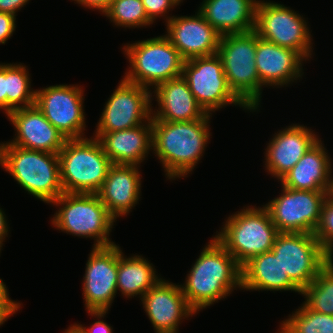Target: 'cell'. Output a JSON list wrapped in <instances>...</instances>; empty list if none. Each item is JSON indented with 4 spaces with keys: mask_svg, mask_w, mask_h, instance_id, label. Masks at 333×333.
<instances>
[{
    "mask_svg": "<svg viewBox=\"0 0 333 333\" xmlns=\"http://www.w3.org/2000/svg\"><path fill=\"white\" fill-rule=\"evenodd\" d=\"M85 8L95 9L101 14L115 1V0H72Z\"/></svg>",
    "mask_w": 333,
    "mask_h": 333,
    "instance_id": "obj_38",
    "label": "cell"
},
{
    "mask_svg": "<svg viewBox=\"0 0 333 333\" xmlns=\"http://www.w3.org/2000/svg\"><path fill=\"white\" fill-rule=\"evenodd\" d=\"M1 167L29 194L51 204L61 194L58 154L0 143Z\"/></svg>",
    "mask_w": 333,
    "mask_h": 333,
    "instance_id": "obj_3",
    "label": "cell"
},
{
    "mask_svg": "<svg viewBox=\"0 0 333 333\" xmlns=\"http://www.w3.org/2000/svg\"><path fill=\"white\" fill-rule=\"evenodd\" d=\"M93 135L113 164L141 166L152 149L151 120L130 129Z\"/></svg>",
    "mask_w": 333,
    "mask_h": 333,
    "instance_id": "obj_23",
    "label": "cell"
},
{
    "mask_svg": "<svg viewBox=\"0 0 333 333\" xmlns=\"http://www.w3.org/2000/svg\"><path fill=\"white\" fill-rule=\"evenodd\" d=\"M210 117L190 122L152 121V152L168 179L186 177L203 156L209 138Z\"/></svg>",
    "mask_w": 333,
    "mask_h": 333,
    "instance_id": "obj_2",
    "label": "cell"
},
{
    "mask_svg": "<svg viewBox=\"0 0 333 333\" xmlns=\"http://www.w3.org/2000/svg\"><path fill=\"white\" fill-rule=\"evenodd\" d=\"M29 76L28 68L22 63L6 64L7 115L35 104L36 90L31 89Z\"/></svg>",
    "mask_w": 333,
    "mask_h": 333,
    "instance_id": "obj_28",
    "label": "cell"
},
{
    "mask_svg": "<svg viewBox=\"0 0 333 333\" xmlns=\"http://www.w3.org/2000/svg\"><path fill=\"white\" fill-rule=\"evenodd\" d=\"M308 23L290 7L276 2L257 1L254 31L262 39L297 51L305 60L311 58L312 35Z\"/></svg>",
    "mask_w": 333,
    "mask_h": 333,
    "instance_id": "obj_9",
    "label": "cell"
},
{
    "mask_svg": "<svg viewBox=\"0 0 333 333\" xmlns=\"http://www.w3.org/2000/svg\"><path fill=\"white\" fill-rule=\"evenodd\" d=\"M20 307L21 303H0V326H2L9 317L16 314Z\"/></svg>",
    "mask_w": 333,
    "mask_h": 333,
    "instance_id": "obj_39",
    "label": "cell"
},
{
    "mask_svg": "<svg viewBox=\"0 0 333 333\" xmlns=\"http://www.w3.org/2000/svg\"><path fill=\"white\" fill-rule=\"evenodd\" d=\"M16 28V16L0 12V44H5Z\"/></svg>",
    "mask_w": 333,
    "mask_h": 333,
    "instance_id": "obj_35",
    "label": "cell"
},
{
    "mask_svg": "<svg viewBox=\"0 0 333 333\" xmlns=\"http://www.w3.org/2000/svg\"><path fill=\"white\" fill-rule=\"evenodd\" d=\"M114 25L124 28L150 26L142 0H115L103 13Z\"/></svg>",
    "mask_w": 333,
    "mask_h": 333,
    "instance_id": "obj_31",
    "label": "cell"
},
{
    "mask_svg": "<svg viewBox=\"0 0 333 333\" xmlns=\"http://www.w3.org/2000/svg\"><path fill=\"white\" fill-rule=\"evenodd\" d=\"M301 295L305 296L304 304L309 309L333 315V258L302 290Z\"/></svg>",
    "mask_w": 333,
    "mask_h": 333,
    "instance_id": "obj_29",
    "label": "cell"
},
{
    "mask_svg": "<svg viewBox=\"0 0 333 333\" xmlns=\"http://www.w3.org/2000/svg\"><path fill=\"white\" fill-rule=\"evenodd\" d=\"M52 205L59 206L51 218L57 230L81 238H94V247L115 244L109 235L116 219L97 194L63 193Z\"/></svg>",
    "mask_w": 333,
    "mask_h": 333,
    "instance_id": "obj_5",
    "label": "cell"
},
{
    "mask_svg": "<svg viewBox=\"0 0 333 333\" xmlns=\"http://www.w3.org/2000/svg\"><path fill=\"white\" fill-rule=\"evenodd\" d=\"M295 291L302 290L284 272L278 256L272 251L250 258L241 266V290Z\"/></svg>",
    "mask_w": 333,
    "mask_h": 333,
    "instance_id": "obj_26",
    "label": "cell"
},
{
    "mask_svg": "<svg viewBox=\"0 0 333 333\" xmlns=\"http://www.w3.org/2000/svg\"><path fill=\"white\" fill-rule=\"evenodd\" d=\"M282 186L281 195L263 205L279 233L314 234L321 220L329 193L290 189Z\"/></svg>",
    "mask_w": 333,
    "mask_h": 333,
    "instance_id": "obj_12",
    "label": "cell"
},
{
    "mask_svg": "<svg viewBox=\"0 0 333 333\" xmlns=\"http://www.w3.org/2000/svg\"><path fill=\"white\" fill-rule=\"evenodd\" d=\"M314 235L323 249L333 258V196L330 194L323 205L321 220Z\"/></svg>",
    "mask_w": 333,
    "mask_h": 333,
    "instance_id": "obj_32",
    "label": "cell"
},
{
    "mask_svg": "<svg viewBox=\"0 0 333 333\" xmlns=\"http://www.w3.org/2000/svg\"><path fill=\"white\" fill-rule=\"evenodd\" d=\"M0 303H20L10 299L7 287L1 278H0Z\"/></svg>",
    "mask_w": 333,
    "mask_h": 333,
    "instance_id": "obj_41",
    "label": "cell"
},
{
    "mask_svg": "<svg viewBox=\"0 0 333 333\" xmlns=\"http://www.w3.org/2000/svg\"><path fill=\"white\" fill-rule=\"evenodd\" d=\"M258 0H203L198 12L222 36L254 30Z\"/></svg>",
    "mask_w": 333,
    "mask_h": 333,
    "instance_id": "obj_25",
    "label": "cell"
},
{
    "mask_svg": "<svg viewBox=\"0 0 333 333\" xmlns=\"http://www.w3.org/2000/svg\"><path fill=\"white\" fill-rule=\"evenodd\" d=\"M310 128L298 124L279 130L265 149V168L269 175L280 180L289 172L319 136Z\"/></svg>",
    "mask_w": 333,
    "mask_h": 333,
    "instance_id": "obj_19",
    "label": "cell"
},
{
    "mask_svg": "<svg viewBox=\"0 0 333 333\" xmlns=\"http://www.w3.org/2000/svg\"><path fill=\"white\" fill-rule=\"evenodd\" d=\"M257 34L254 30L222 35L217 55L232 92L253 112L260 105L263 85L256 69Z\"/></svg>",
    "mask_w": 333,
    "mask_h": 333,
    "instance_id": "obj_6",
    "label": "cell"
},
{
    "mask_svg": "<svg viewBox=\"0 0 333 333\" xmlns=\"http://www.w3.org/2000/svg\"><path fill=\"white\" fill-rule=\"evenodd\" d=\"M9 225L6 219V215L4 214L2 208H0V251L3 246V242L8 237Z\"/></svg>",
    "mask_w": 333,
    "mask_h": 333,
    "instance_id": "obj_40",
    "label": "cell"
},
{
    "mask_svg": "<svg viewBox=\"0 0 333 333\" xmlns=\"http://www.w3.org/2000/svg\"><path fill=\"white\" fill-rule=\"evenodd\" d=\"M329 194L333 196V177H332V186Z\"/></svg>",
    "mask_w": 333,
    "mask_h": 333,
    "instance_id": "obj_43",
    "label": "cell"
},
{
    "mask_svg": "<svg viewBox=\"0 0 333 333\" xmlns=\"http://www.w3.org/2000/svg\"><path fill=\"white\" fill-rule=\"evenodd\" d=\"M123 47L130 64L123 78L127 82L153 89L164 81L182 76L185 60L165 35Z\"/></svg>",
    "mask_w": 333,
    "mask_h": 333,
    "instance_id": "obj_8",
    "label": "cell"
},
{
    "mask_svg": "<svg viewBox=\"0 0 333 333\" xmlns=\"http://www.w3.org/2000/svg\"><path fill=\"white\" fill-rule=\"evenodd\" d=\"M63 333H80V332L72 324L68 327V329H65V331Z\"/></svg>",
    "mask_w": 333,
    "mask_h": 333,
    "instance_id": "obj_42",
    "label": "cell"
},
{
    "mask_svg": "<svg viewBox=\"0 0 333 333\" xmlns=\"http://www.w3.org/2000/svg\"><path fill=\"white\" fill-rule=\"evenodd\" d=\"M321 138L311 146L296 165L279 181L290 189L327 191L332 186V164Z\"/></svg>",
    "mask_w": 333,
    "mask_h": 333,
    "instance_id": "obj_24",
    "label": "cell"
},
{
    "mask_svg": "<svg viewBox=\"0 0 333 333\" xmlns=\"http://www.w3.org/2000/svg\"><path fill=\"white\" fill-rule=\"evenodd\" d=\"M83 277L86 311H108L117 294V245L93 246Z\"/></svg>",
    "mask_w": 333,
    "mask_h": 333,
    "instance_id": "obj_15",
    "label": "cell"
},
{
    "mask_svg": "<svg viewBox=\"0 0 333 333\" xmlns=\"http://www.w3.org/2000/svg\"><path fill=\"white\" fill-rule=\"evenodd\" d=\"M214 238L242 266L250 258L271 251L277 235L268 210L263 207H244L229 216Z\"/></svg>",
    "mask_w": 333,
    "mask_h": 333,
    "instance_id": "obj_7",
    "label": "cell"
},
{
    "mask_svg": "<svg viewBox=\"0 0 333 333\" xmlns=\"http://www.w3.org/2000/svg\"><path fill=\"white\" fill-rule=\"evenodd\" d=\"M271 251L289 278L303 290L332 260L314 234L279 233Z\"/></svg>",
    "mask_w": 333,
    "mask_h": 333,
    "instance_id": "obj_11",
    "label": "cell"
},
{
    "mask_svg": "<svg viewBox=\"0 0 333 333\" xmlns=\"http://www.w3.org/2000/svg\"><path fill=\"white\" fill-rule=\"evenodd\" d=\"M180 286L188 305L198 313L241 289V266L213 237Z\"/></svg>",
    "mask_w": 333,
    "mask_h": 333,
    "instance_id": "obj_1",
    "label": "cell"
},
{
    "mask_svg": "<svg viewBox=\"0 0 333 333\" xmlns=\"http://www.w3.org/2000/svg\"><path fill=\"white\" fill-rule=\"evenodd\" d=\"M7 118L16 130V135L8 142L9 144L58 154L67 140L35 104L15 109L7 115Z\"/></svg>",
    "mask_w": 333,
    "mask_h": 333,
    "instance_id": "obj_18",
    "label": "cell"
},
{
    "mask_svg": "<svg viewBox=\"0 0 333 333\" xmlns=\"http://www.w3.org/2000/svg\"><path fill=\"white\" fill-rule=\"evenodd\" d=\"M165 24V36L185 61L217 54L221 35L198 11L193 16L173 15Z\"/></svg>",
    "mask_w": 333,
    "mask_h": 333,
    "instance_id": "obj_17",
    "label": "cell"
},
{
    "mask_svg": "<svg viewBox=\"0 0 333 333\" xmlns=\"http://www.w3.org/2000/svg\"><path fill=\"white\" fill-rule=\"evenodd\" d=\"M123 254L117 245V291L126 298L138 295L141 299L161 278L156 275L153 264L142 255L127 258Z\"/></svg>",
    "mask_w": 333,
    "mask_h": 333,
    "instance_id": "obj_27",
    "label": "cell"
},
{
    "mask_svg": "<svg viewBox=\"0 0 333 333\" xmlns=\"http://www.w3.org/2000/svg\"><path fill=\"white\" fill-rule=\"evenodd\" d=\"M256 69L260 83L265 87H284L303 76V61L295 50L280 47L257 35Z\"/></svg>",
    "mask_w": 333,
    "mask_h": 333,
    "instance_id": "obj_20",
    "label": "cell"
},
{
    "mask_svg": "<svg viewBox=\"0 0 333 333\" xmlns=\"http://www.w3.org/2000/svg\"><path fill=\"white\" fill-rule=\"evenodd\" d=\"M28 2L29 0H0V12L17 16L16 13Z\"/></svg>",
    "mask_w": 333,
    "mask_h": 333,
    "instance_id": "obj_36",
    "label": "cell"
},
{
    "mask_svg": "<svg viewBox=\"0 0 333 333\" xmlns=\"http://www.w3.org/2000/svg\"><path fill=\"white\" fill-rule=\"evenodd\" d=\"M153 93L158 109L152 110L151 121L190 122L207 115L182 76L158 84Z\"/></svg>",
    "mask_w": 333,
    "mask_h": 333,
    "instance_id": "obj_22",
    "label": "cell"
},
{
    "mask_svg": "<svg viewBox=\"0 0 333 333\" xmlns=\"http://www.w3.org/2000/svg\"><path fill=\"white\" fill-rule=\"evenodd\" d=\"M87 313H89V315H91L92 317H96L97 321L91 324L89 328L85 327L82 324L74 323L73 325L80 333H113V328L109 324L104 322L103 319L101 320V318L105 317L108 311H87Z\"/></svg>",
    "mask_w": 333,
    "mask_h": 333,
    "instance_id": "obj_34",
    "label": "cell"
},
{
    "mask_svg": "<svg viewBox=\"0 0 333 333\" xmlns=\"http://www.w3.org/2000/svg\"><path fill=\"white\" fill-rule=\"evenodd\" d=\"M146 14L148 18L154 23V21L160 17L166 18V23L173 17L167 16L170 9H173L175 6L179 5L176 0H142ZM174 6V7H173Z\"/></svg>",
    "mask_w": 333,
    "mask_h": 333,
    "instance_id": "obj_33",
    "label": "cell"
},
{
    "mask_svg": "<svg viewBox=\"0 0 333 333\" xmlns=\"http://www.w3.org/2000/svg\"><path fill=\"white\" fill-rule=\"evenodd\" d=\"M58 158L64 193L97 194L113 165L93 136L66 140Z\"/></svg>",
    "mask_w": 333,
    "mask_h": 333,
    "instance_id": "obj_4",
    "label": "cell"
},
{
    "mask_svg": "<svg viewBox=\"0 0 333 333\" xmlns=\"http://www.w3.org/2000/svg\"><path fill=\"white\" fill-rule=\"evenodd\" d=\"M139 165L113 164L97 193L109 213L117 220L128 215L141 198Z\"/></svg>",
    "mask_w": 333,
    "mask_h": 333,
    "instance_id": "obj_21",
    "label": "cell"
},
{
    "mask_svg": "<svg viewBox=\"0 0 333 333\" xmlns=\"http://www.w3.org/2000/svg\"><path fill=\"white\" fill-rule=\"evenodd\" d=\"M152 90L121 79L105 106L95 133L130 129L152 120ZM143 121V122H142Z\"/></svg>",
    "mask_w": 333,
    "mask_h": 333,
    "instance_id": "obj_14",
    "label": "cell"
},
{
    "mask_svg": "<svg viewBox=\"0 0 333 333\" xmlns=\"http://www.w3.org/2000/svg\"><path fill=\"white\" fill-rule=\"evenodd\" d=\"M82 88L59 84L36 90V107L67 140L84 137L86 118Z\"/></svg>",
    "mask_w": 333,
    "mask_h": 333,
    "instance_id": "obj_13",
    "label": "cell"
},
{
    "mask_svg": "<svg viewBox=\"0 0 333 333\" xmlns=\"http://www.w3.org/2000/svg\"><path fill=\"white\" fill-rule=\"evenodd\" d=\"M300 307L280 322L277 333H333V315L313 311L304 303Z\"/></svg>",
    "mask_w": 333,
    "mask_h": 333,
    "instance_id": "obj_30",
    "label": "cell"
},
{
    "mask_svg": "<svg viewBox=\"0 0 333 333\" xmlns=\"http://www.w3.org/2000/svg\"><path fill=\"white\" fill-rule=\"evenodd\" d=\"M179 4L181 3V2H183V0H176Z\"/></svg>",
    "mask_w": 333,
    "mask_h": 333,
    "instance_id": "obj_44",
    "label": "cell"
},
{
    "mask_svg": "<svg viewBox=\"0 0 333 333\" xmlns=\"http://www.w3.org/2000/svg\"><path fill=\"white\" fill-rule=\"evenodd\" d=\"M7 115L6 63H0V110Z\"/></svg>",
    "mask_w": 333,
    "mask_h": 333,
    "instance_id": "obj_37",
    "label": "cell"
},
{
    "mask_svg": "<svg viewBox=\"0 0 333 333\" xmlns=\"http://www.w3.org/2000/svg\"><path fill=\"white\" fill-rule=\"evenodd\" d=\"M182 77L207 114L211 115L230 104L251 112L229 88L221 58L217 54L184 61Z\"/></svg>",
    "mask_w": 333,
    "mask_h": 333,
    "instance_id": "obj_10",
    "label": "cell"
},
{
    "mask_svg": "<svg viewBox=\"0 0 333 333\" xmlns=\"http://www.w3.org/2000/svg\"><path fill=\"white\" fill-rule=\"evenodd\" d=\"M140 300L156 333H178L181 320L196 314L181 286L162 278Z\"/></svg>",
    "mask_w": 333,
    "mask_h": 333,
    "instance_id": "obj_16",
    "label": "cell"
}]
</instances>
